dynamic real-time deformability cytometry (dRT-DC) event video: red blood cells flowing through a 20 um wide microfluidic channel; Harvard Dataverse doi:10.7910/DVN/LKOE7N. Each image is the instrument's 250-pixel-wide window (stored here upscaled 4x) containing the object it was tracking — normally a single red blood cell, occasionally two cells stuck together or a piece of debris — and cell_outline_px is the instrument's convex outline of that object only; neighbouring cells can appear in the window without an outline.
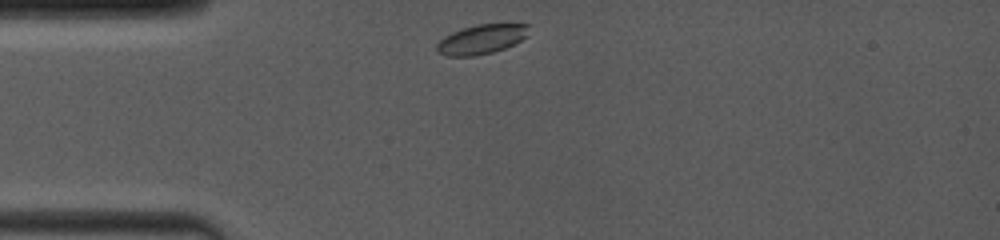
{"species": "common noctule bat (a hibernating species)", "species_latin": "Nyctalus noctula", "temperature_condition": "room temperature", "stored_images_in_passage": 36, "camera_frame_rate_fps": 4000, "um_per_image_px": 0.085, "animal": {"sex": "female", "body_mass_g": 19.0, "forearm_length_mm": 53.3}, "frame": {"image": 1, "passage_image": 1, "time_ms": 0.0, "image_size_px": [1000, 240], "cell_outline_px": [[532, 24], [524, 36], [520, 40], [504, 48], [492, 52], [476, 56], [448, 56], [440, 52], [436, 48], [436, 44], [444, 36], [452, 32], [476, 24]], "centroid_in_image_um": [40.9, 3.33], "position_along_channel_um": 44.1, "area_um2": 15.55}}
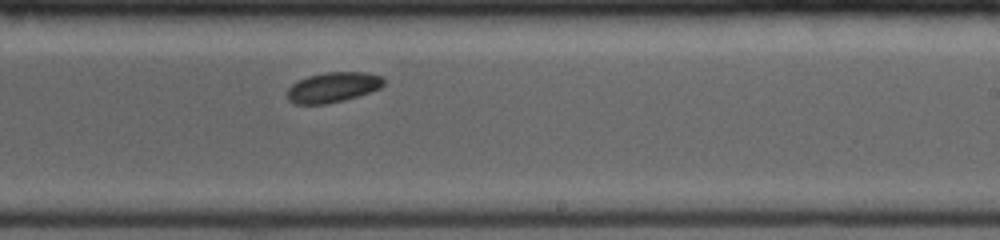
{"frame": {"image": 2, "passage_image": 22, "time_ms": 6.0, "image_size_px": [1000, 240], "cell_outline_px": [[384, 84], [380, 88], [344, 100], [328, 104], [296, 104], [288, 100], [288, 88], [292, 84], [308, 76], [324, 72], [364, 72], [384, 76]], "centroid_in_image_um": [28.31, 7.41], "position_along_channel_um": 260.7, "area_um2": 16.88}}
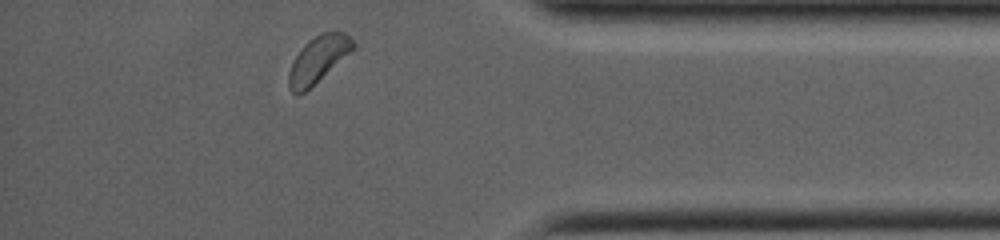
{"frame": {"image": 3, "passage_image": 36, "time_ms": 10.0, "image_size_px": [1000, 240], "cell_outline_px": [[356, 48], [304, 92], [296, 96], [288, 88], [288, 72], [292, 60], [304, 44], [308, 40], [320, 32], [344, 32], [356, 44]], "centroid_in_image_um": [27.01, 5.04], "position_along_channel_um": 408.2, "area_um2": 17.46}}